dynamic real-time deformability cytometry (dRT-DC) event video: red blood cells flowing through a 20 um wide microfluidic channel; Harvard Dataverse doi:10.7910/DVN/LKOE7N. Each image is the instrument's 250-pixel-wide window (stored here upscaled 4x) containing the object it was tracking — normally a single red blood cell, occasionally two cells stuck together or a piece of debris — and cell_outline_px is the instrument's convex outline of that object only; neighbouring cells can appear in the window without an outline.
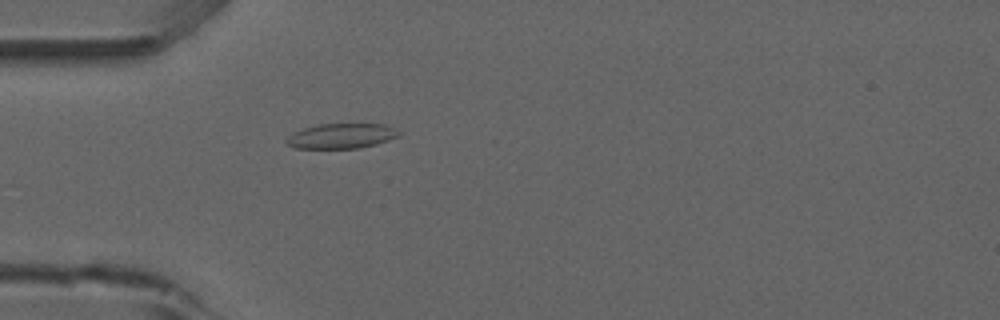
{"species": "common noctule bat (a hibernating species)", "species_latin": "Nyctalus noctula", "temperature_condition": "room temperature", "stored_images_in_passage": 28, "camera_frame_rate_fps": 3000, "um_per_image_px": 0.085, "animal": {"sex": "male", "forearm_length_mm": 52.5}, "frame": {"image": 1, "passage_image": 16, "time_ms": 5.0, "image_size_px": [1000, 320], "cell_outline_px": [[400, 136], [376, 144], [360, 148], [292, 148], [284, 140], [288, 136], [304, 128], [320, 124], [384, 124], [396, 128], [400, 132]], "centroid_in_image_um": [29.04, 11.56], "position_along_channel_um": 56.0, "area_um2": 16.36}}
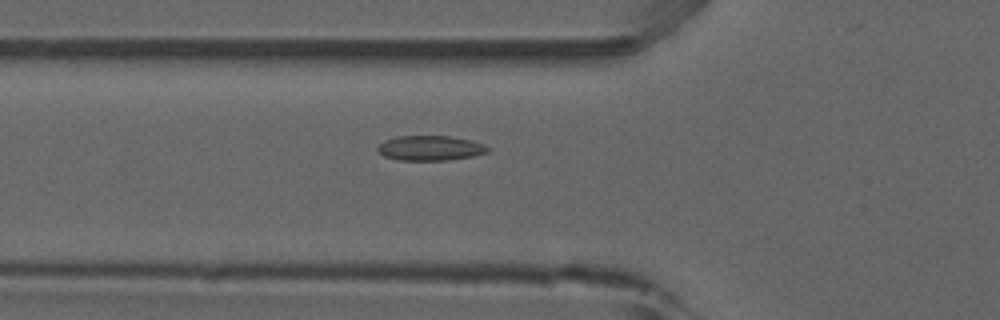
{"frame": {"image": 2, "passage_image": 19, "time_ms": 6.0, "image_size_px": [1000, 320], "cell_outline_px": [[492, 148], [488, 152], [472, 156], [448, 160], [400, 160], [384, 156], [376, 148], [384, 140], [396, 136], [448, 136], [468, 140], [484, 144]], "centroid_in_image_um": [36.57, 12.58], "position_along_channel_um": 89.2, "area_um2": 15.9}}
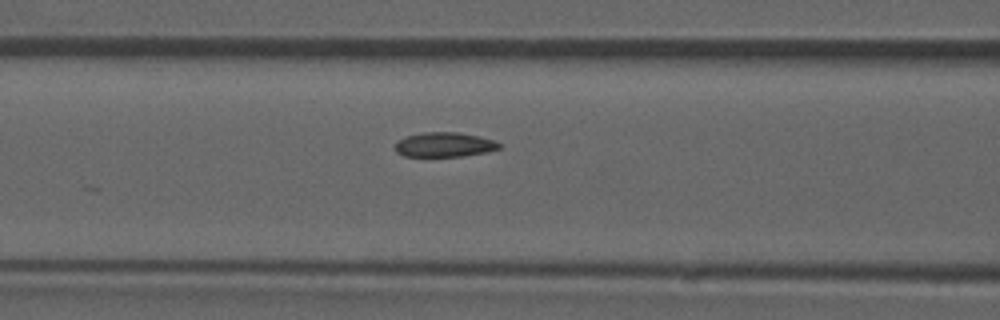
{"frame": {"image": 3, "passage_image": 22, "time_ms": 7.0, "image_size_px": [1000, 320], "cell_outline_px": [[500, 148], [488, 152], [464, 156], [404, 156], [396, 152], [396, 140], [404, 136], [424, 132], [460, 132], [480, 136], [492, 140], [500, 144]], "centroid_in_image_um": [37.76, 12.29], "position_along_channel_um": 128.8, "area_um2": 15.03}}